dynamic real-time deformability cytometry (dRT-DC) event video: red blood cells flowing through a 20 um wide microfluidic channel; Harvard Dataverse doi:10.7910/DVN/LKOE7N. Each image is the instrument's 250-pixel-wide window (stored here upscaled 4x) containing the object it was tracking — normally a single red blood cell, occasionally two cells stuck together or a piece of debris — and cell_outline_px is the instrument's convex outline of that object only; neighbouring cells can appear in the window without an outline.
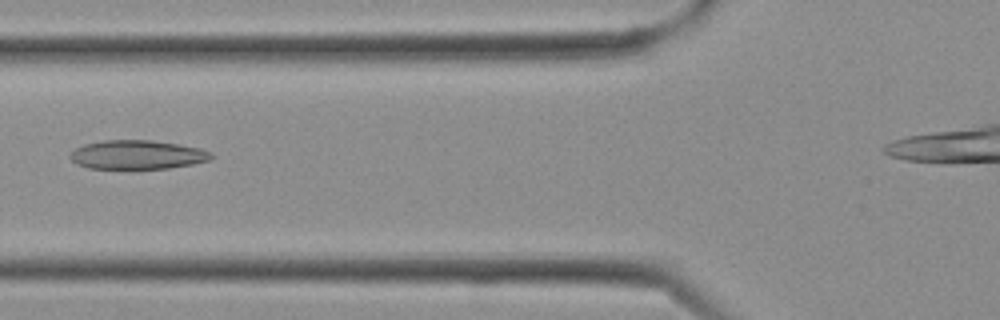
{"species": "Egyptian fruit bat (a non-hibernating species)", "species_latin": "Rousettus aegyptiacus", "temperature_condition": "cold", "stored_images_in_passage": 19, "camera_frame_rate_fps": 3000, "um_per_image_px": 0.085, "frame": {"image": 1, "passage_image": 3, "time_ms": 0.667, "image_size_px": [1000, 320], "cell_outline_px": [[216, 156], [212, 160], [192, 164], [168, 168], [132, 172], [88, 168], [76, 164], [68, 156], [76, 148], [84, 144], [104, 140], [152, 140], [180, 144], [200, 148], [212, 152]], "centroid_in_image_um": [11.69, 13.2], "position_along_channel_um": 114.1, "area_um2": 25.09}}
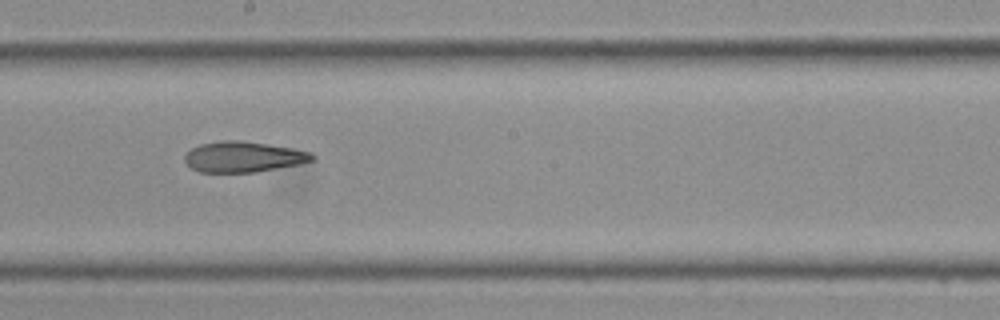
{"frame": {"image": 2, "passage_image": 8, "time_ms": 2.333, "image_size_px": [1000, 320], "cell_outline_px": [[316, 160], [300, 164], [256, 172], [200, 172], [192, 168], [184, 160], [184, 156], [192, 148], [200, 144], [220, 140], [240, 140], [268, 144], [292, 148], [312, 152], [316, 156]], "centroid_in_image_um": [20.73, 13.33], "position_along_channel_um": 227.5, "area_um2": 22.89}}
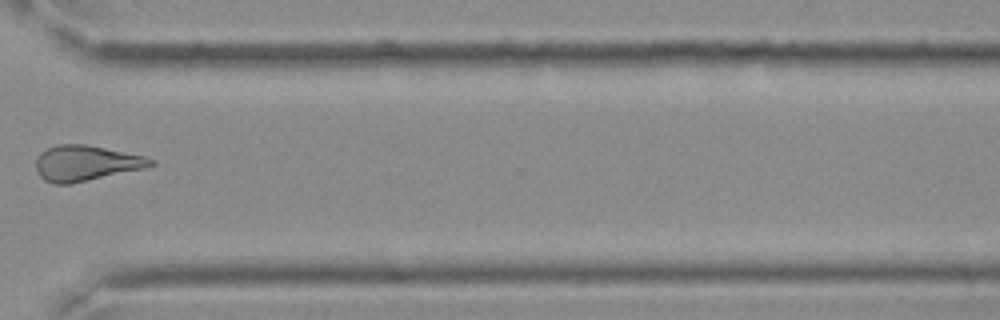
{"frame": {"image": 3, "passage_image": 14, "time_ms": 4.333, "image_size_px": [1000, 320], "cell_outline_px": [[156, 164], [144, 168], [68, 184], [52, 184], [44, 180], [40, 176], [36, 168], [36, 160], [40, 152], [56, 144], [84, 144], [144, 156], [156, 160]], "centroid_in_image_um": [7.28, 13.86], "position_along_channel_um": 363.3, "area_um2": 23.47}}